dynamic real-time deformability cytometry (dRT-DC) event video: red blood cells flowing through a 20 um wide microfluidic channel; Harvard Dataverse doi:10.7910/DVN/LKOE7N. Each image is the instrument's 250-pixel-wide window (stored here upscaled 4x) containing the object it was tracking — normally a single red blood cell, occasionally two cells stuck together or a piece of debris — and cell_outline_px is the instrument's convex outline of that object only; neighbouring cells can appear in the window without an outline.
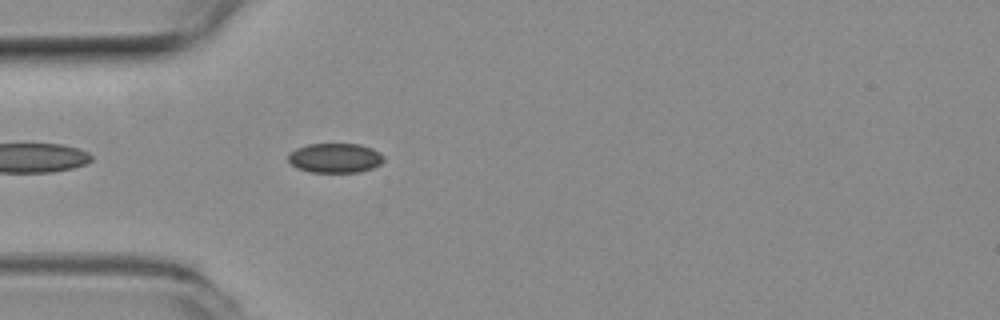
{"species": "common noctule bat (a hibernating species)", "species_latin": "Nyctalus noctula", "temperature_condition": "room temperature", "stored_images_in_passage": 40, "camera_frame_rate_fps": 3000, "um_per_image_px": 0.085, "animal": {"sex": "female", "body_mass_g": 19.3, "forearm_length_mm": 54.1}, "frame": {"image": 1, "passage_image": 1, "time_ms": 0.0, "image_size_px": [1000, 320], "cell_outline_px": [[384, 160], [380, 164], [372, 168], [360, 172], [312, 172], [296, 168], [288, 160], [288, 152], [296, 148], [308, 144], [360, 144], [372, 148], [380, 152], [384, 156]], "centroid_in_image_um": [28.48, 13.42], "position_along_channel_um": 56.5, "area_um2": 16.59}}
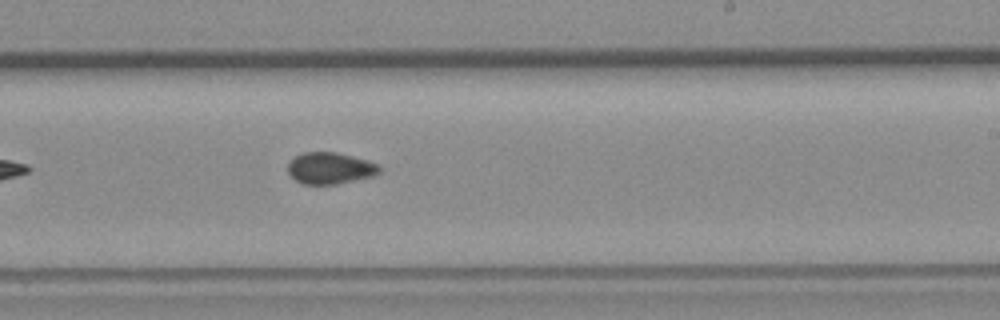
{"frame": {"image": 2, "passage_image": 18, "time_ms": 5.667, "image_size_px": [1000, 320], "cell_outline_px": [[380, 172], [372, 176], [336, 184], [304, 184], [296, 180], [288, 172], [288, 164], [296, 156], [304, 152], [336, 152], [352, 156], [376, 164], [380, 168]], "centroid_in_image_um": [28.03, 14.3], "position_along_channel_um": 261.0, "area_um2": 16.47}}
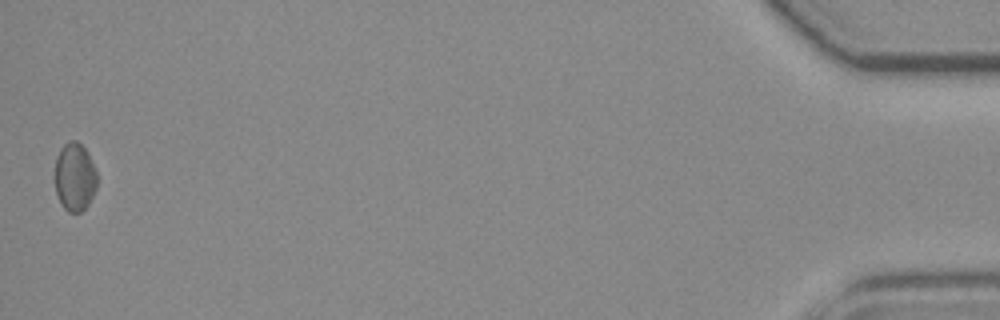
{"frame": {"image": 3, "passage_image": 40, "time_ms": 13.0, "image_size_px": [1000, 320], "cell_outline_px": [[96, 188], [88, 204], [80, 212], [68, 212], [60, 204], [56, 192], [56, 156], [60, 148], [68, 140], [76, 140], [88, 152], [96, 172]], "centroid_in_image_um": [6.34, 15.03], "position_along_channel_um": 428.9, "area_um2": 16.65}}